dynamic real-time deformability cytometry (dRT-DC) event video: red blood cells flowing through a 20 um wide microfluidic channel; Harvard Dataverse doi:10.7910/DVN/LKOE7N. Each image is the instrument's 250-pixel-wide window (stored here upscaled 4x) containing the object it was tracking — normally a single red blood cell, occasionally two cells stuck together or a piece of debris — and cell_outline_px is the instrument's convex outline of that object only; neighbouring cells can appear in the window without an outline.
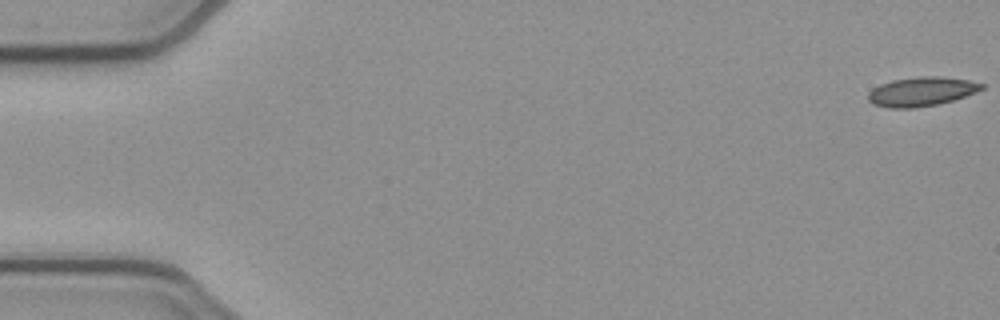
{"species": "common noctule bat (a hibernating species)", "species_latin": "Nyctalus noctula", "temperature_condition": "cold", "stored_images_in_passage": 53, "camera_frame_rate_fps": 3000, "um_per_image_px": 0.085, "animal": {"sex": "female", "body_mass_g": 21.9}, "frame": {"image": 1, "passage_image": 1, "time_ms": 0.0, "image_size_px": [1000, 320], "cell_outline_px": [[984, 88], [976, 92], [952, 100], [936, 104], [912, 108], [888, 108], [872, 104], [868, 100], [868, 92], [872, 88], [880, 84], [892, 80], [920, 76], [940, 76], [968, 80], [984, 84]], "centroid_in_image_um": [78.28, 7.78], "position_along_channel_um": 6.7, "area_um2": 19.25}}
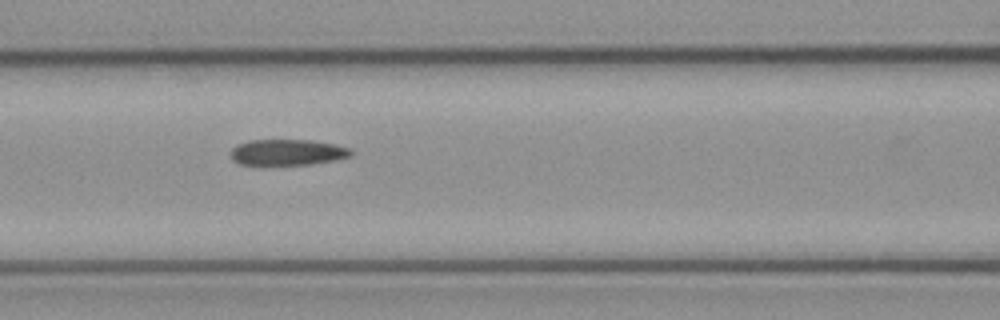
{"frame": {"image": 2, "passage_image": 23, "time_ms": 7.333, "image_size_px": [1000, 320], "cell_outline_px": [[352, 156], [336, 160], [312, 164], [264, 168], [260, 168], [240, 164], [232, 160], [228, 152], [236, 144], [248, 140], [308, 140], [332, 144], [352, 148]], "centroid_in_image_um": [24.33, 13.0], "position_along_channel_um": 142.3, "area_um2": 19.36}}
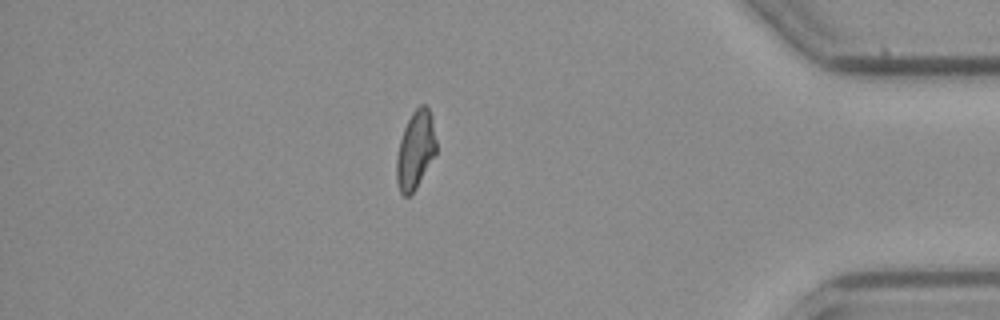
{"frame": {"image": 3, "passage_image": 46, "time_ms": 15.0, "image_size_px": [1000, 320], "cell_outline_px": [[436, 152], [416, 188], [408, 196], [404, 196], [400, 192], [396, 180], [396, 156], [400, 140], [404, 128], [412, 112], [420, 104], [424, 104], [428, 108], [432, 116], [436, 140]], "centroid_in_image_um": [35.3, 12.73], "position_along_channel_um": 399.9, "area_um2": 17.98}, "authors_computed_cell_mechanics": {"area_um2": 19.0162, "velocity_mm_per_s": 3.8752, "shape_relaxation_time_tau1_ms": null, "shape_relaxation_time_tau2_ms": 3.0002, "deformation_change_tau1": null, "deformation_change_tau2": 0.0991}}